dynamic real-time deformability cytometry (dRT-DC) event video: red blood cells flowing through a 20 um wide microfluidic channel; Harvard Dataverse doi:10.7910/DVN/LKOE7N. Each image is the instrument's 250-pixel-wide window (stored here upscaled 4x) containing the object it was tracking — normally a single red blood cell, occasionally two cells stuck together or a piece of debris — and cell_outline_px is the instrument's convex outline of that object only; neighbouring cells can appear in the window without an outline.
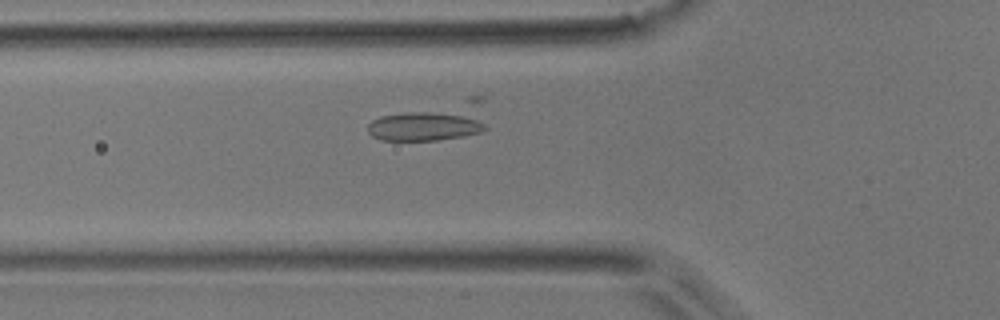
{"species": "common noctule bat (a hibernating species)", "species_latin": "Nyctalus noctula", "temperature_condition": "room temperature", "stored_images_in_passage": 40, "camera_frame_rate_fps": 3000, "um_per_image_px": 0.085, "animal": {"sex": "male", "body_mass_g": 17.9}, "frame": {"image": 1, "passage_image": 17, "time_ms": 5.333, "image_size_px": [1000, 320], "cell_outline_px": [[488, 128], [480, 132], [464, 136], [436, 140], [380, 140], [372, 136], [368, 132], [368, 124], [372, 120], [380, 116], [404, 112], [432, 112], [468, 116], [484, 124]], "centroid_in_image_um": [35.97, 10.74], "position_along_channel_um": 89.8, "area_um2": 19.48}}
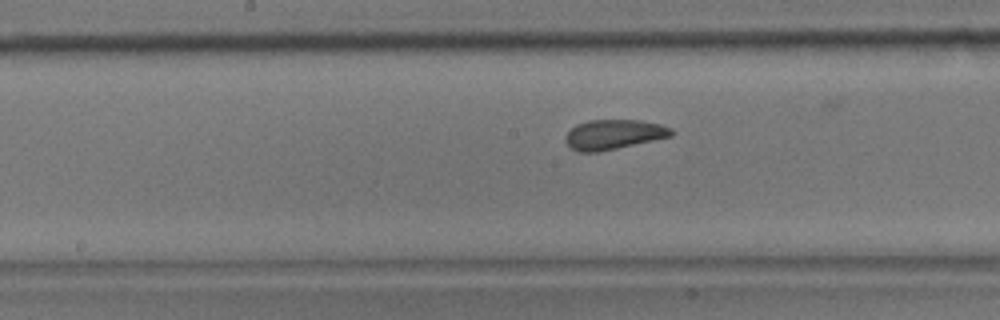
{"frame": {"image": 2, "passage_image": 25, "time_ms": 8.0, "image_size_px": [1000, 320], "cell_outline_px": [[676, 132], [672, 136], [616, 148], [596, 152], [580, 152], [572, 148], [564, 140], [564, 136], [576, 124], [588, 120], [640, 120], [660, 124], [672, 128]], "centroid_in_image_um": [52.17, 11.41], "position_along_channel_um": 196.0, "area_um2": 18.32}}
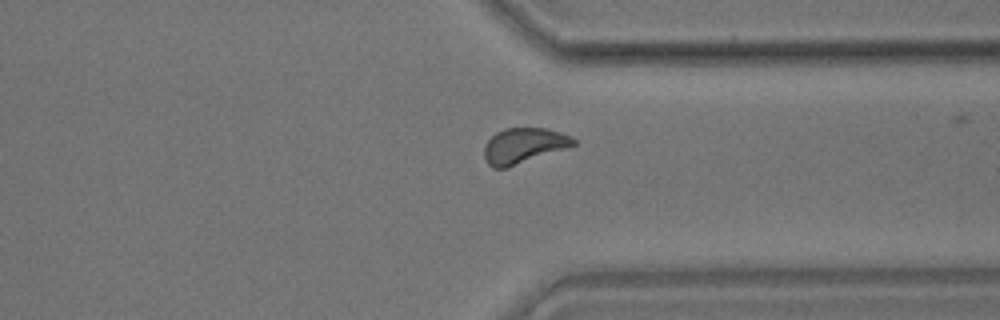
{"frame": {"image": 3, "passage_image": 38, "time_ms": 12.333, "image_size_px": [1000, 320], "cell_outline_px": [[576, 144], [568, 148], [508, 168], [492, 168], [488, 164], [484, 156], [484, 148], [488, 140], [496, 132], [504, 128], [548, 128], [572, 136], [576, 140]], "centroid_in_image_um": [44.53, 12.39], "position_along_channel_um": 366.9, "area_um2": 18.67}}